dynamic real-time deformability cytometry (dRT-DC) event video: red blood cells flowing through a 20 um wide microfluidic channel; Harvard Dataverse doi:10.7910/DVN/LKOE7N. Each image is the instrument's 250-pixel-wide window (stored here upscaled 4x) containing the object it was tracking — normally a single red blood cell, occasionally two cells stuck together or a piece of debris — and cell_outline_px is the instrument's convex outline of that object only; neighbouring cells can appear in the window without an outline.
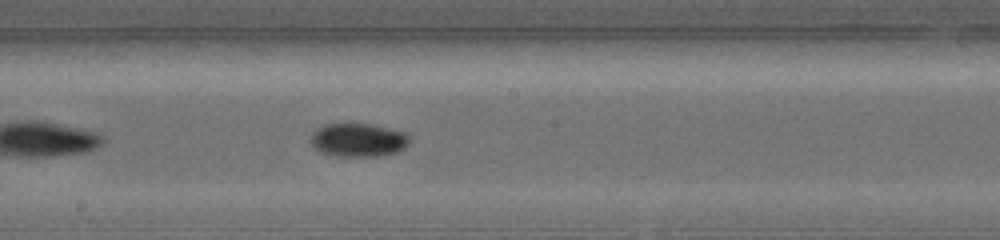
{"species": "common noctule bat (a hibernating species)", "species_latin": "Nyctalus noctula", "temperature_condition": "warm", "stored_images_in_passage": 23, "camera_frame_rate_fps": 5000, "um_per_image_px": 0.085, "animal": {"sex": "female", "body_mass_g": 19.0, "forearm_length_mm": 56.7}, "frame": {"image": 1, "passage_image": 10, "time_ms": 3.6, "image_size_px": [1000, 240], "cell_outline_px": [[412, 136], [408, 144], [404, 148], [396, 152], [376, 156], [336, 156], [320, 152], [312, 144], [312, 132], [316, 128], [324, 124], [372, 124], [408, 132]], "centroid_in_image_um": [30.5, 11.89], "position_along_channel_um": 217.7, "area_um2": 19.42}}